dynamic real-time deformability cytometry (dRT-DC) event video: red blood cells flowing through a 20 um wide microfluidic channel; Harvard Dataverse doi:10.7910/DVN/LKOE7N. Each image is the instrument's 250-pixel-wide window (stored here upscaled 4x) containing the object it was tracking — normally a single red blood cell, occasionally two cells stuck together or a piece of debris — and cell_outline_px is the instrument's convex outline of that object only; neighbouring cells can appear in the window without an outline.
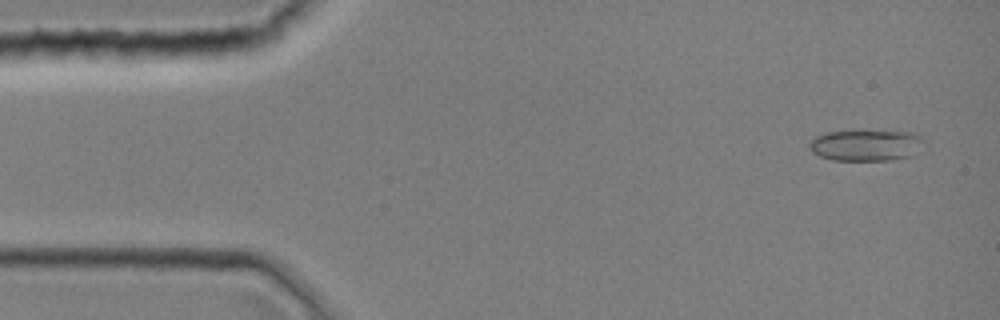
{"species": "common noctule bat (a hibernating species)", "species_latin": "Nyctalus noctula", "temperature_condition": "room temperature", "stored_images_in_passage": 2, "camera_frame_rate_fps": 3000, "um_per_image_px": 0.085, "animal": {"sex": "female", "body_mass_g": 19.0, "forearm_length_mm": 51.5}, "frame": {"image": 1, "passage_image": 2, "time_ms": 0.333, "image_size_px": [1000, 320], "cell_outline_px": [[928, 148], [912, 156], [888, 160], [832, 160], [820, 156], [812, 152], [808, 148], [808, 144], [816, 136], [824, 132], [856, 128], [912, 132], [928, 140]], "centroid_in_image_um": [73.71, 12.3], "position_along_channel_um": 11.3, "area_um2": 22.43}}